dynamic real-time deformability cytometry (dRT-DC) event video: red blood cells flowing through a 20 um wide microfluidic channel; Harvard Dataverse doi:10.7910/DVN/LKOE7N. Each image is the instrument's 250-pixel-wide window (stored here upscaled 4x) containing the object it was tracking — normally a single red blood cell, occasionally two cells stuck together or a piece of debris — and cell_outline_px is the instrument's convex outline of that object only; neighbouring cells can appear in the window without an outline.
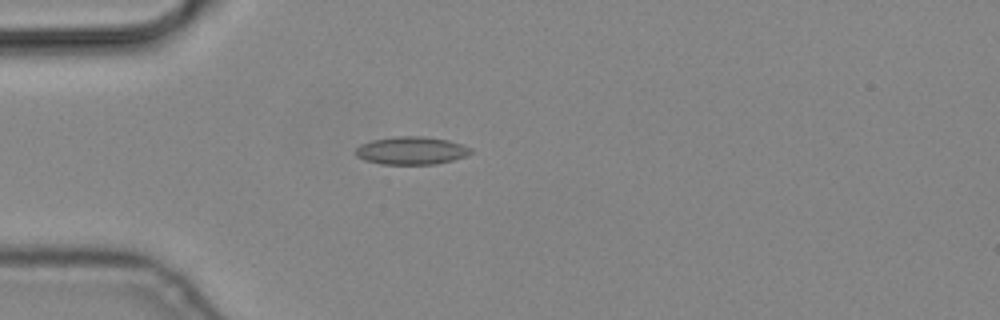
{"species": "common noctule bat (a hibernating species)", "species_latin": "Nyctalus noctula", "temperature_condition": "cold", "stored_images_in_passage": 2, "camera_frame_rate_fps": 3000, "um_per_image_px": 0.085, "animal": {"sex": "male", "body_mass_g": 19.2, "forearm_length_mm": 51.8}, "frame": {"image": 1, "passage_image": 1, "time_ms": 0.0, "image_size_px": [1000, 320], "cell_outline_px": [[472, 152], [464, 156], [452, 160], [436, 164], [380, 164], [364, 160], [356, 156], [356, 148], [360, 144], [372, 140], [396, 136], [424, 136], [448, 140], [472, 148]], "centroid_in_image_um": [34.94, 12.8], "position_along_channel_um": 50.1, "area_um2": 18.67}}